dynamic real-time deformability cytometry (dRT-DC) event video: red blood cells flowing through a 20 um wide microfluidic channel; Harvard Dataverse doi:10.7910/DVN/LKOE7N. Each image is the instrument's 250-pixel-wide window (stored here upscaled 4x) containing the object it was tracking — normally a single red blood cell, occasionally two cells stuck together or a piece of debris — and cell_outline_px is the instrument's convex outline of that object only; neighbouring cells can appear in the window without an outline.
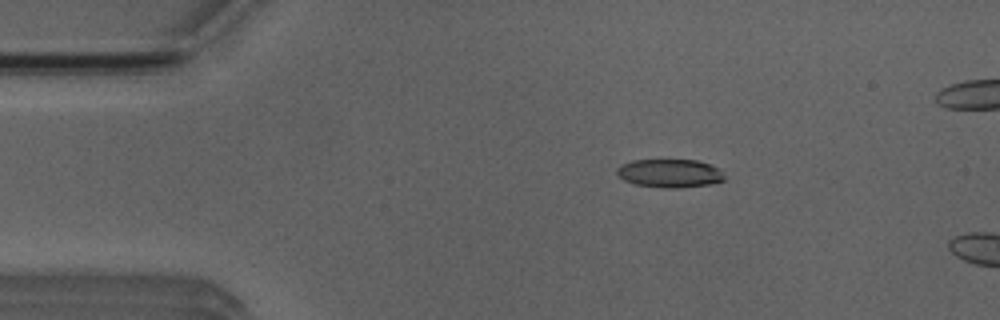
{"species": "Egyptian fruit bat (a non-hibernating species)", "species_latin": "Rousettus aegyptiacus", "temperature_condition": "room temperature", "stored_images_in_passage": 5, "camera_frame_rate_fps": 3000, "um_per_image_px": 0.085, "animal": {"sex": "male"}, "frame": {"image": 1, "passage_image": 3, "time_ms": 2.333, "image_size_px": [1000, 320], "cell_outline_px": [[724, 180], [708, 184], [680, 188], [664, 188], [636, 184], [624, 180], [616, 172], [616, 168], [620, 164], [632, 160], [696, 160], [720, 168], [724, 176]], "centroid_in_image_um": [56.91, 14.72], "position_along_channel_um": 28.1, "area_um2": 17.74}}